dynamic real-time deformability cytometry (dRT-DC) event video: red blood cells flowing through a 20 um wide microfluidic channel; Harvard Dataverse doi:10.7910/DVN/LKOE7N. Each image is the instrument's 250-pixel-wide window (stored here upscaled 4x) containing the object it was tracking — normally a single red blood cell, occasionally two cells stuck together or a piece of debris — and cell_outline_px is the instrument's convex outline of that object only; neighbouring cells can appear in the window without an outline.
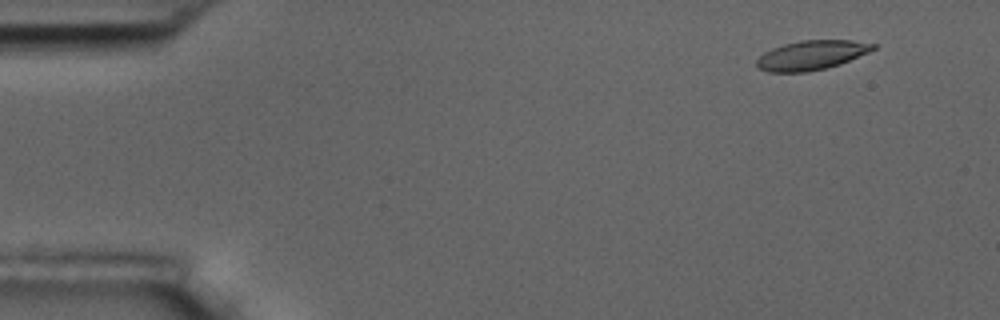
{"species": "common noctule bat (a hibernating species)", "species_latin": "Nyctalus noctula", "temperature_condition": "room temperature", "stored_images_in_passage": 5, "camera_frame_rate_fps": 3000, "um_per_image_px": 0.085, "animal": {"sex": "male", "body_mass_g": 17.5, "forearm_length_mm": 52.3}, "frame": {"image": 1, "passage_image": 1, "time_ms": 0.0, "image_size_px": [1000, 320], "cell_outline_px": [[876, 48], [868, 52], [840, 64], [808, 72], [768, 72], [756, 68], [756, 60], [764, 52], [772, 48], [784, 44], [800, 40], [852, 40], [876, 44]], "centroid_in_image_um": [68.94, 4.69], "position_along_channel_um": 16.1, "area_um2": 19.94}}
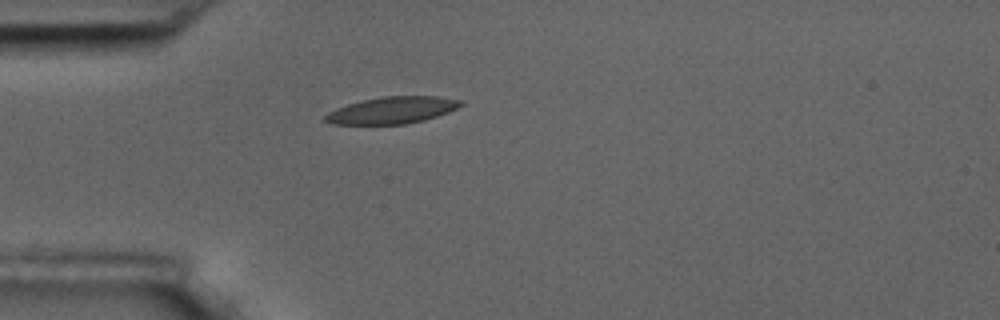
{"frame": {"image": 2, "passage_image": 4, "time_ms": 3.667, "image_size_px": [1000, 320], "cell_outline_px": [[464, 104], [448, 112], [424, 120], [404, 124], [332, 124], [324, 120], [324, 116], [328, 112], [336, 108], [348, 104], [364, 100], [384, 96], [436, 96], [464, 100]], "centroid_in_image_um": [33.35, 9.36], "position_along_channel_um": 51.7, "area_um2": 21.1}}